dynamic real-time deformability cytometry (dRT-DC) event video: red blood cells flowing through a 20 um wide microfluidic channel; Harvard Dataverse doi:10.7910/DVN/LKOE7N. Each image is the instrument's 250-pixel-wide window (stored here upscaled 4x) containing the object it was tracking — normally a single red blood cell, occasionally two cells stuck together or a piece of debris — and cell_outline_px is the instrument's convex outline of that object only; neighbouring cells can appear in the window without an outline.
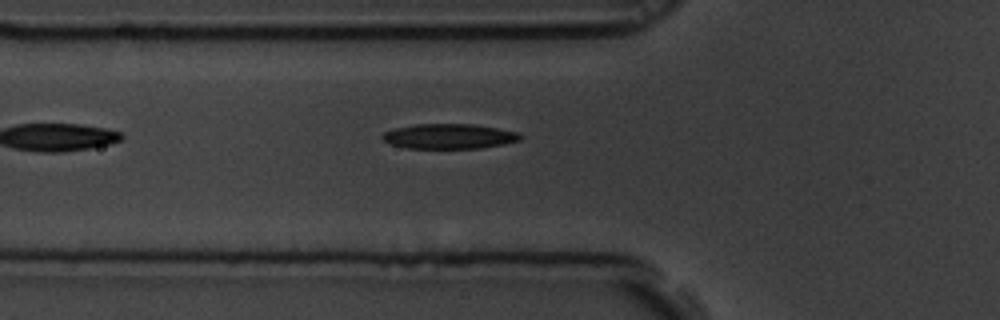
{"species": "common noctule bat (a hibernating species)", "species_latin": "Nyctalus noctula", "temperature_condition": "room temperature", "stored_images_in_passage": 3, "camera_frame_rate_fps": 3000, "um_per_image_px": 0.085, "animal": {"sex": "male", "body_mass_g": 19.5, "forearm_length_mm": 54.6}, "frame": {"image": 1, "passage_image": 3, "time_ms": 0.667, "image_size_px": [1000, 320], "cell_outline_px": [[524, 136], [520, 140], [504, 144], [480, 148], [408, 148], [392, 144], [380, 140], [380, 136], [384, 132], [392, 128], [416, 124], [472, 124], [520, 132]], "centroid_in_image_um": [38.16, 11.58], "position_along_channel_um": 87.6, "area_um2": 20.23}}